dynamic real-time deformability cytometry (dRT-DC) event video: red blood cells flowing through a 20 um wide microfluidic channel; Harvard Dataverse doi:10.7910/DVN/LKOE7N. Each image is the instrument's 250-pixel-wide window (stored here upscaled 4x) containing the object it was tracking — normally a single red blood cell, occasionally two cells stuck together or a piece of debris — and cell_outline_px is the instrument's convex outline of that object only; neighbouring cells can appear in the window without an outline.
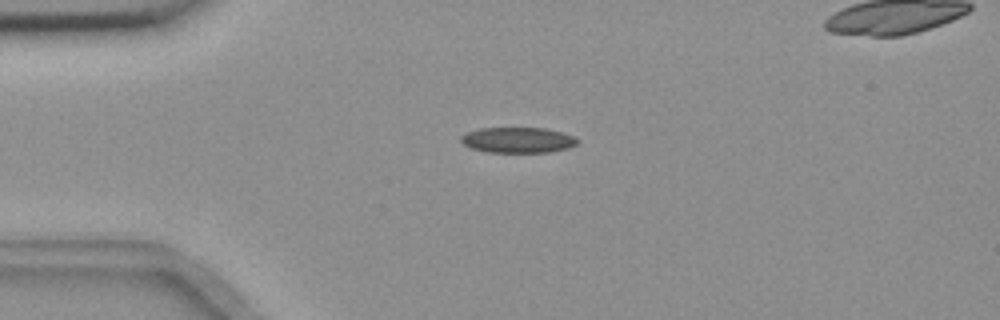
{"species": "common noctule bat (a hibernating species)", "species_latin": "Nyctalus noctula", "temperature_condition": "room temperature", "stored_images_in_passage": 3, "camera_frame_rate_fps": 3000, "um_per_image_px": 0.085, "animal": {"sex": "female", "body_mass_g": 18.4}, "frame": {"image": 1, "passage_image": 1, "time_ms": 0.0, "image_size_px": [1000, 320], "cell_outline_px": [[580, 144], [568, 148], [552, 152], [488, 152], [472, 148], [464, 144], [460, 140], [460, 136], [468, 132], [480, 128], [548, 128], [564, 132], [580, 140]], "centroid_in_image_um": [44.08, 11.9], "position_along_channel_um": 40.9, "area_um2": 17.51}}